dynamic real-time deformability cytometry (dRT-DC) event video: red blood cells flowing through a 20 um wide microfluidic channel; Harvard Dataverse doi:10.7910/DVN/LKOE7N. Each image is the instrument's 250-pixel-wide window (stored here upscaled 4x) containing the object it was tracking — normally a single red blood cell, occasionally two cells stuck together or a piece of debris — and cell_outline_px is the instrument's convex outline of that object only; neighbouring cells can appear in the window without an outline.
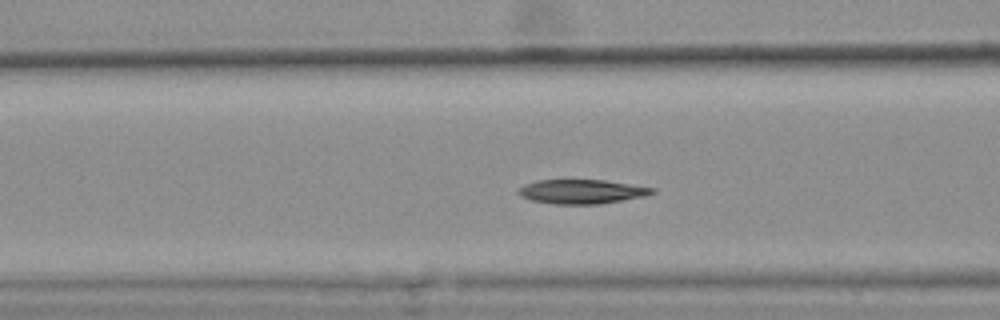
{"species": "common noctule bat (a hibernating species)", "species_latin": "Nyctalus noctula", "temperature_condition": "warm", "stored_images_in_passage": 46, "camera_frame_rate_fps": 3000, "um_per_image_px": 0.085, "animal": {"sex": "female", "body_mass_g": 25.1}, "frame": {"image": 1, "passage_image": 20, "time_ms": 6.333, "image_size_px": [1000, 320], "cell_outline_px": [[656, 192], [644, 196], [600, 204], [552, 204], [532, 200], [520, 196], [516, 192], [524, 184], [536, 180], [604, 180], [656, 188]], "centroid_in_image_um": [49.43, 16.28], "position_along_channel_um": 117.2, "area_um2": 18.9}}
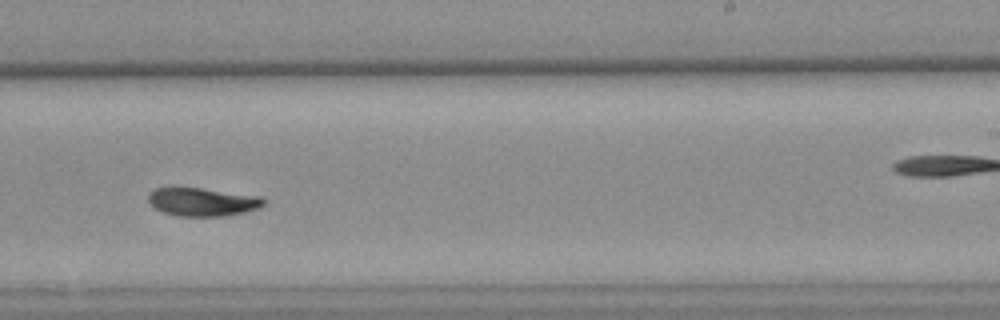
{"frame": {"image": 2, "passage_image": 33, "time_ms": 10.667, "image_size_px": [1000, 320], "cell_outline_px": [[264, 204], [256, 208], [244, 212], [224, 216], [180, 216], [164, 212], [156, 208], [148, 200], [148, 192], [156, 188], [172, 184], [260, 196], [264, 200]], "centroid_in_image_um": [17.12, 17.11], "position_along_channel_um": 271.9, "area_um2": 19.36}, "authors_computed_cell_mechanics": {"area_um2": 19.5942, "velocity_mm_per_s": 3.5773, "shape_relaxation_time_tau1_ms": 6.1767, "shape_relaxation_time_tau2_ms": 2.5456, "deformation_change_tau1": 0.1689, "deformation_change_tau2": 0.0502}}